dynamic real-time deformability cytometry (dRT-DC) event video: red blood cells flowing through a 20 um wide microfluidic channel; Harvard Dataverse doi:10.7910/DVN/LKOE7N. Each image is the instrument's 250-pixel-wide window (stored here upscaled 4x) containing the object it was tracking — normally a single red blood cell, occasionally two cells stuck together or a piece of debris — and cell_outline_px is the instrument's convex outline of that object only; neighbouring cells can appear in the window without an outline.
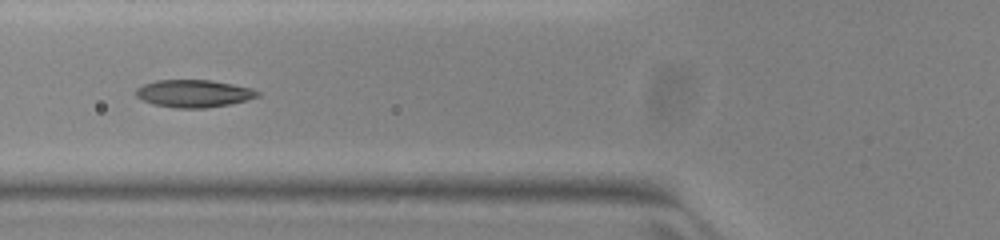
{"species": "common noctule bat (a hibernating species)", "species_latin": "Nyctalus noctula", "temperature_condition": "warm", "stored_images_in_passage": 38, "camera_frame_rate_fps": 3000, "um_per_image_px": 0.085, "animal": {"sex": "female", "body_mass_g": 23.0, "forearm_length_mm": 53.4}, "frame": {"image": 1, "passage_image": 6, "time_ms": 1.667, "image_size_px": [1000, 240], "cell_outline_px": [[260, 96], [248, 100], [228, 104], [204, 108], [176, 108], [152, 104], [136, 96], [136, 88], [144, 84], [156, 80], [208, 80], [232, 84], [252, 88], [260, 92]], "centroid_in_image_um": [16.48, 7.95], "position_along_channel_um": 109.3, "area_um2": 19.42}}
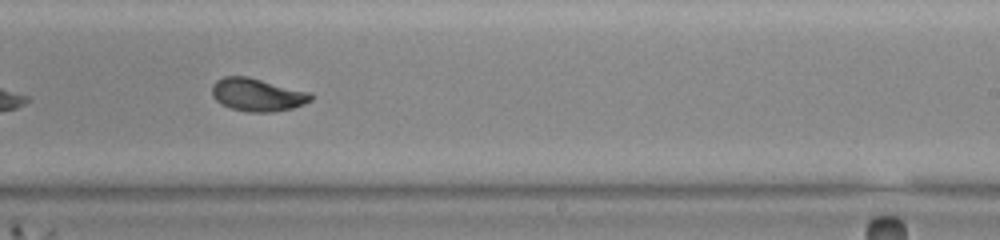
{"frame": {"image": 2, "passage_image": 18, "time_ms": 5.667, "image_size_px": [1000, 240], "cell_outline_px": [[312, 100], [304, 104], [292, 108], [272, 112], [248, 112], [232, 108], [220, 104], [212, 96], [212, 84], [216, 80], [224, 76], [248, 76], [312, 92]], "centroid_in_image_um": [21.88, 8.04], "position_along_channel_um": 267.1, "area_um2": 19.19}}
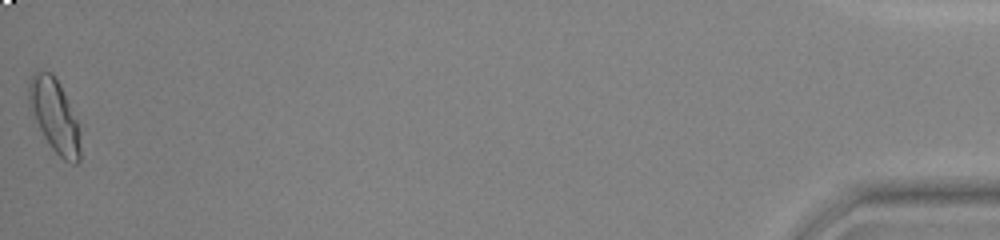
{"frame": {"image": 3, "passage_image": 38, "time_ms": 12.333, "image_size_px": [1000, 240], "cell_outline_px": [[80, 160], [76, 164], [72, 164], [64, 160], [52, 148], [44, 136], [28, 104], [28, 88], [32, 76], [36, 72], [52, 72], [76, 120], [80, 132]], "centroid_in_image_um": [4.64, 9.89], "position_along_channel_um": 430.6, "area_um2": 21.1}, "authors_computed_cell_mechanics": {"area_um2": 19.074, "velocity_mm_per_s": 3.9539, "shape_relaxation_time_tau1_ms": 6.7895, "shape_relaxation_time_tau2_ms": 0.975, "deformation_change_tau1": 0.2241, "deformation_change_tau2": 0.0488}}